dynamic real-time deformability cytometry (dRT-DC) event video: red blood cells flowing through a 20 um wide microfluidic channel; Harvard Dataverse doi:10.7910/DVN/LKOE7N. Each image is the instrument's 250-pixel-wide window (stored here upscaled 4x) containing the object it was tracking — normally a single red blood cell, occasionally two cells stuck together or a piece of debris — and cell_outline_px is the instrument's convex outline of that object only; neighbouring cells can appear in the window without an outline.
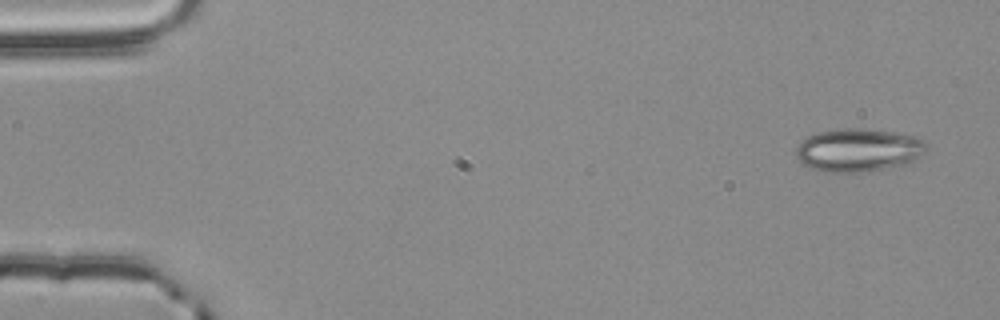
{"species": "common noctule bat (a hibernating species)", "species_latin": "Nyctalus noctula", "temperature_condition": "room temperature", "stored_images_in_passage": 4, "camera_frame_rate_fps": 3000, "um_per_image_px": 0.085, "animal": {"sex": "male", "body_mass_g": 20.4}, "frame": {"image": 1, "passage_image": 1, "time_ms": 0.0, "image_size_px": [1000, 320], "cell_outline_px": [[928, 144], [924, 152], [920, 156], [904, 164], [864, 172], [824, 172], [812, 168], [804, 164], [796, 156], [796, 148], [808, 136], [820, 132], [836, 128], [864, 128], [892, 132], [916, 136], [924, 140]], "centroid_in_image_um": [72.97, 12.74], "position_along_channel_um": 12.0, "area_um2": 32.6}}